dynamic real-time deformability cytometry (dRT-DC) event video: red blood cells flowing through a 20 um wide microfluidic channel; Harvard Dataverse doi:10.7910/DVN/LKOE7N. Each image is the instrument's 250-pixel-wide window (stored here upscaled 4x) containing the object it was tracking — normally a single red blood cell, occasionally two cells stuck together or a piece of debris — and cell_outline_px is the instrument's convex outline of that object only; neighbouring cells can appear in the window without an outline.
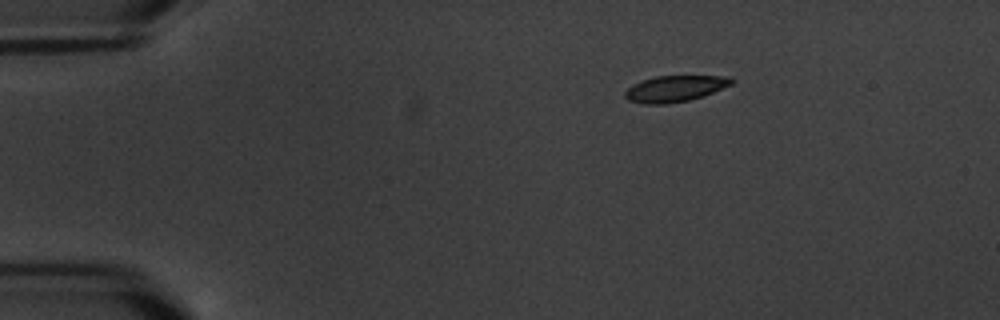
{"species": "common noctule bat (a hibernating species)", "species_latin": "Nyctalus noctula", "temperature_condition": "warm", "stored_images_in_passage": 4, "camera_frame_rate_fps": 3000, "um_per_image_px": 0.085, "animal": {"sex": "male", "body_mass_g": 20.1, "forearm_length_mm": 53.5}, "frame": {"image": 1, "passage_image": 1, "time_ms": 0.0, "image_size_px": [1000, 320], "cell_outline_px": [[736, 80], [732, 84], [704, 96], [688, 100], [668, 104], [644, 104], [628, 100], [624, 96], [624, 92], [628, 88], [644, 80], [656, 76], [732, 76]], "centroid_in_image_um": [57.42, 7.54], "position_along_channel_um": 27.6, "area_um2": 16.24}}